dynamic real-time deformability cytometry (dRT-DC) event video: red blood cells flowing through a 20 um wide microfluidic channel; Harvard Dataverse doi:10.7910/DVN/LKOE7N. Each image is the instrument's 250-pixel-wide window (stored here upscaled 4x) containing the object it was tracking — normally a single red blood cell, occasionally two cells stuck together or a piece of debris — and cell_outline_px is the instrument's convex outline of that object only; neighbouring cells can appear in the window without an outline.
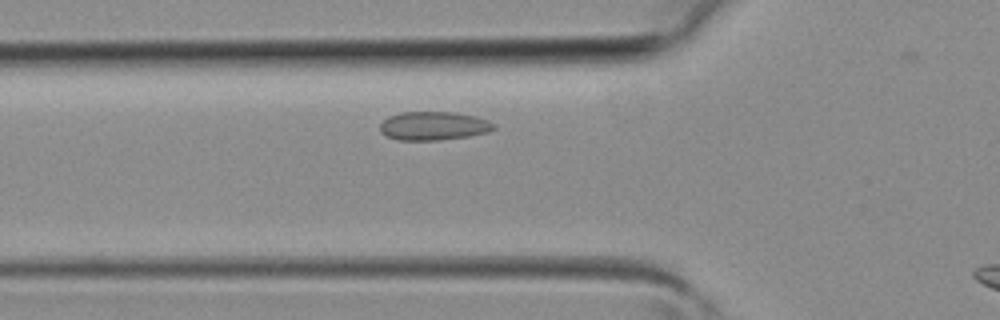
{"species": "common noctule bat (a hibernating species)", "species_latin": "Nyctalus noctula", "temperature_condition": "room temperature", "stored_images_in_passage": 5, "segment_of_instrument_passage": [1, 2], "camera_frame_rate_fps": 3000, "um_per_image_px": 0.085, "animal": {"sex": "female", "body_mass_g": 19.3, "forearm_length_mm": 54.1}, "frame": {"image": 1, "passage_image": 4, "time_ms": 1.0, "image_size_px": [1000, 320], "cell_outline_px": [[496, 128], [488, 132], [468, 136], [440, 140], [400, 140], [388, 136], [380, 132], [380, 124], [388, 116], [400, 112], [456, 112], [476, 116], [488, 120], [496, 124]], "centroid_in_image_um": [36.88, 10.69], "position_along_channel_um": 88.9, "area_um2": 19.07}}